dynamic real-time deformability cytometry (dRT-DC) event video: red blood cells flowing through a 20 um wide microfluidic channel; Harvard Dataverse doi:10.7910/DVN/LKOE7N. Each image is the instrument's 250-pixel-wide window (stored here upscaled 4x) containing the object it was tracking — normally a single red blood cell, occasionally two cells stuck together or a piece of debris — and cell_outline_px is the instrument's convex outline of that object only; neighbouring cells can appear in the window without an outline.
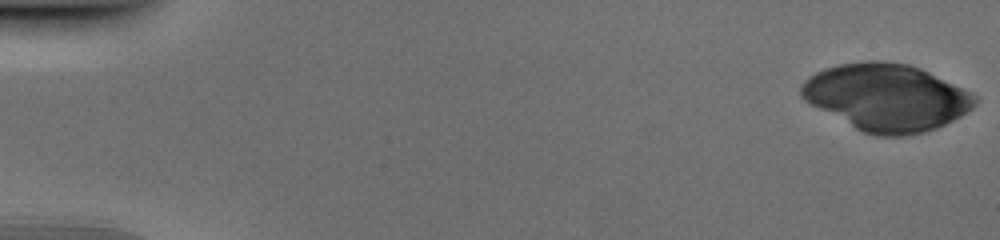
{"species": "human", "species_latin": "Homo sapiens", "temperature_condition": "cold", "stored_images_in_passage": 32, "camera_frame_rate_fps": 3000, "um_per_image_px": 0.085, "donor": {"sex": "male"}, "frame": {"image": 1, "passage_image": 1, "time_ms": 0.0, "image_size_px": [1000, 240], "cell_outline_px": [[976, 104], [972, 108], [960, 116], [936, 128], [924, 132], [908, 136], [876, 136], [864, 132], [856, 128], [804, 100], [800, 96], [800, 84], [808, 76], [824, 68], [840, 64], [864, 60], [884, 60], [908, 64], [920, 68], [972, 92], [976, 96]], "centroid_in_image_um": [75.34, 8.26], "position_along_channel_um": 9.7, "area_um2": 67.68}}